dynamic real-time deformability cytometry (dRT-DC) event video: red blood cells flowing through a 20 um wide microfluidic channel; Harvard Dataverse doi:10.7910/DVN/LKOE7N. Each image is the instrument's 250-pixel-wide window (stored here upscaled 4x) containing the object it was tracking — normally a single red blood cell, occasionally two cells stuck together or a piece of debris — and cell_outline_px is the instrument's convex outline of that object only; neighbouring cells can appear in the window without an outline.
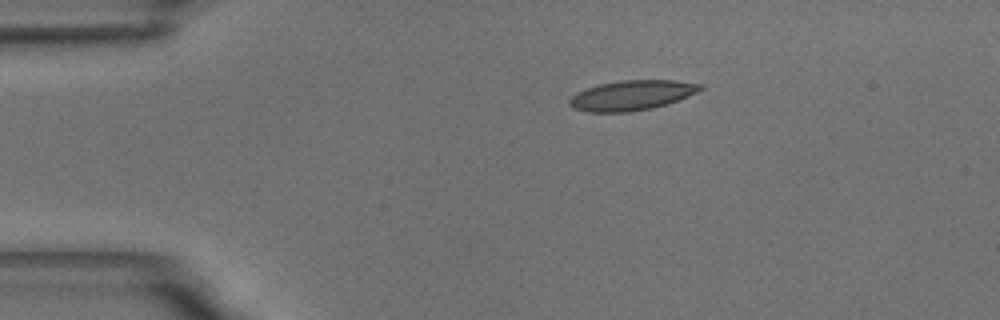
{"species": "common noctule bat (a hibernating species)", "species_latin": "Nyctalus noctula", "temperature_condition": "room temperature", "stored_images_in_passage": 5, "camera_frame_rate_fps": 3000, "um_per_image_px": 0.085, "animal": {"sex": "male", "body_mass_g": 18.8}, "frame": {"image": 1, "passage_image": 1, "time_ms": 0.0, "image_size_px": [1000, 320], "cell_outline_px": [[704, 88], [688, 96], [652, 108], [628, 112], [588, 112], [572, 108], [568, 104], [568, 100], [576, 92], [600, 84], [620, 80], [676, 80], [704, 84]], "centroid_in_image_um": [53.68, 8.09], "position_along_channel_um": 31.3, "area_um2": 22.77}}
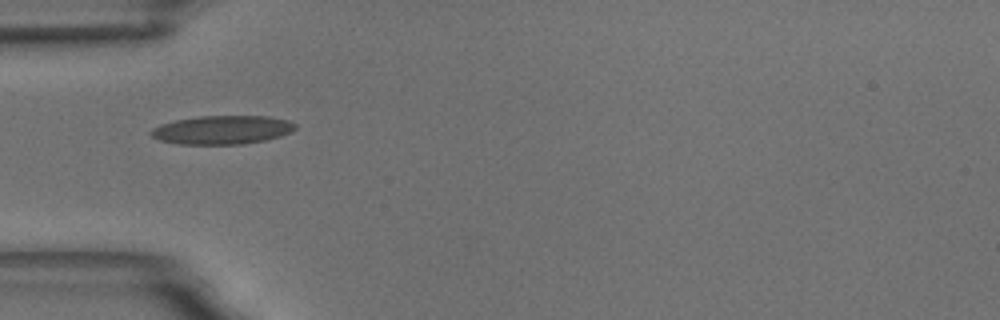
{"frame": {"image": 2, "passage_image": 3, "time_ms": 2.333, "image_size_px": [1000, 320], "cell_outline_px": [[296, 128], [292, 132], [280, 136], [264, 140], [240, 144], [180, 144], [160, 140], [152, 136], [148, 132], [152, 128], [160, 124], [176, 120], [200, 116], [268, 116], [288, 120], [296, 124]], "centroid_in_image_um": [18.89, 11.03], "position_along_channel_um": 66.1, "area_um2": 24.04}}
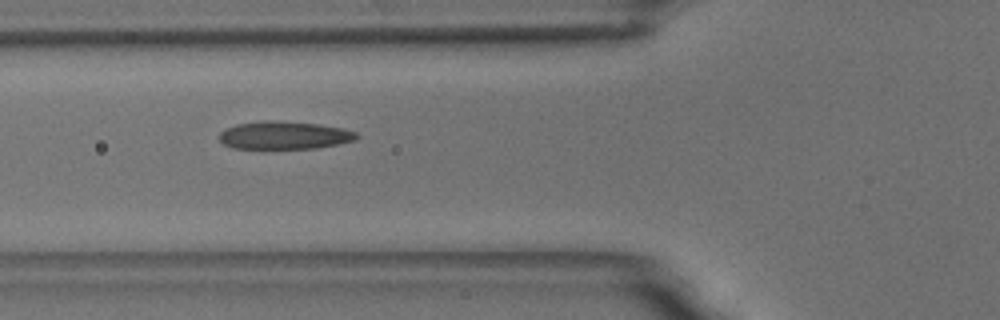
{"frame": {"image": 3, "passage_image": 4, "time_ms": 3.333, "image_size_px": [1000, 320], "cell_outline_px": [[360, 136], [356, 140], [316, 148], [232, 148], [224, 144], [220, 140], [220, 132], [224, 128], [236, 124], [268, 120], [320, 124], [344, 128], [356, 132]], "centroid_in_image_um": [24.17, 11.49], "position_along_channel_um": 101.6, "area_um2": 22.25}}